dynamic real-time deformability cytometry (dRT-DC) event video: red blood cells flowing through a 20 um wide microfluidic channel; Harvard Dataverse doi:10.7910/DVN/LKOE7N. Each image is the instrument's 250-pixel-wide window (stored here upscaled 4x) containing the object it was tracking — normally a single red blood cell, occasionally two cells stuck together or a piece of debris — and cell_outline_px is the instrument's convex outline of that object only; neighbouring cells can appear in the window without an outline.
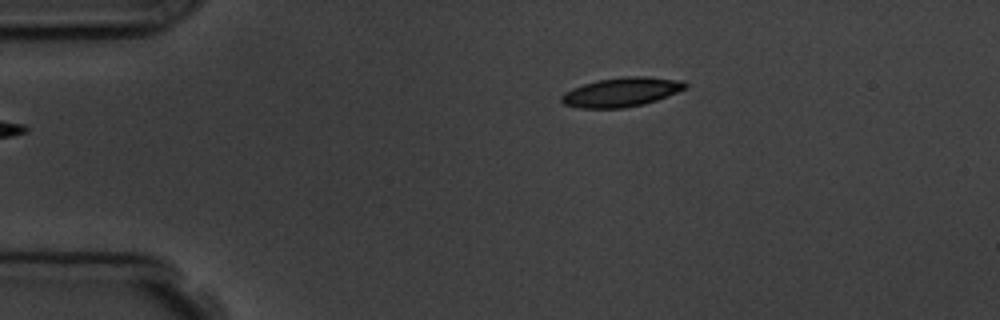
{"species": "common noctule bat (a hibernating species)", "species_latin": "Nyctalus noctula", "temperature_condition": "room temperature", "stored_images_in_passage": 4, "camera_frame_rate_fps": 3000, "um_per_image_px": 0.085, "animal": {"sex": "male", "body_mass_g": 19.5, "forearm_length_mm": 54.6}, "frame": {"image": 1, "passage_image": 4, "time_ms": 3.333, "image_size_px": [1000, 320], "cell_outline_px": [[688, 88], [656, 100], [644, 104], [624, 108], [580, 108], [564, 104], [560, 100], [560, 96], [564, 92], [572, 88], [596, 80], [624, 76], [648, 76], [684, 80], [688, 84]], "centroid_in_image_um": [52.84, 7.81], "position_along_channel_um": 32.2, "area_um2": 21.33}}